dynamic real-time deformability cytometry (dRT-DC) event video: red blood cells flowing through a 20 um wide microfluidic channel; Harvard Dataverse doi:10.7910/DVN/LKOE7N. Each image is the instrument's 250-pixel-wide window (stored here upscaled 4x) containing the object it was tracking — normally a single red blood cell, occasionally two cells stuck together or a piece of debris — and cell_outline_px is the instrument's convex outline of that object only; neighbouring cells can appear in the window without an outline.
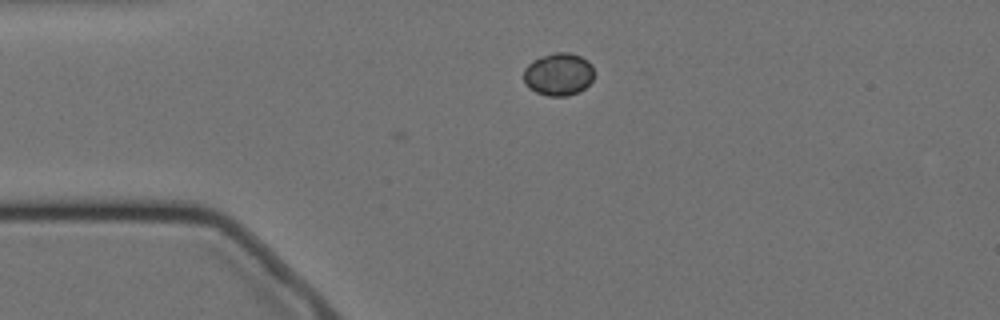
{"species": "Egyptian fruit bat (a non-hibernating species)", "species_latin": "Rousettus aegyptiacus", "temperature_condition": "cold", "stored_images_in_passage": 3, "camera_frame_rate_fps": 3000, "um_per_image_px": 0.085, "animal": {"sex": "female"}, "frame": {"image": 1, "passage_image": 3, "time_ms": 0.667, "image_size_px": [1000, 320], "cell_outline_px": [[592, 80], [580, 92], [568, 96], [548, 96], [536, 92], [528, 88], [524, 84], [524, 68], [532, 60], [540, 56], [552, 52], [568, 52], [580, 56], [588, 60], [592, 64]], "centroid_in_image_um": [47.44, 6.31], "position_along_channel_um": 37.6, "area_um2": 17.74}}